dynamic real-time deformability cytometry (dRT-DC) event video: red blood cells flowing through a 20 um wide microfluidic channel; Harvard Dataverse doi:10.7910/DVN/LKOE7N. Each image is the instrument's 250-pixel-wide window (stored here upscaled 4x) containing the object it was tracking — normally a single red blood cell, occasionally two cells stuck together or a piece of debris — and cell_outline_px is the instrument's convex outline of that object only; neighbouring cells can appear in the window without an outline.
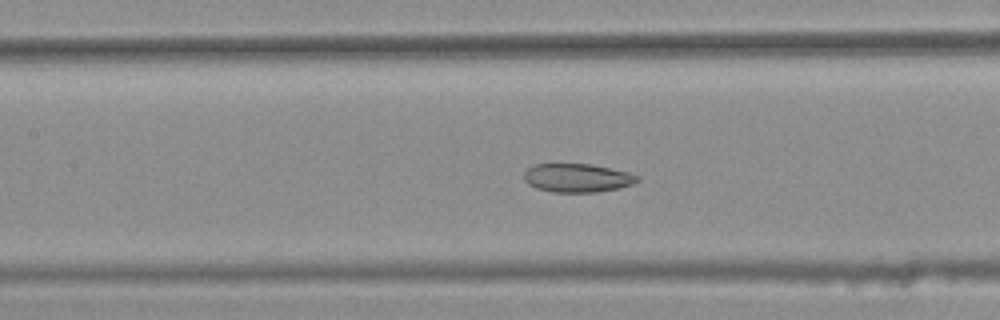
{"species": "common noctule bat (a hibernating species)", "species_latin": "Nyctalus noctula", "temperature_condition": "warm", "stored_images_in_passage": 46, "camera_frame_rate_fps": 3000, "um_per_image_px": 0.085, "animal": {"sex": "female", "body_mass_g": 25.1}, "frame": {"image": 1, "passage_image": 25, "time_ms": 8.0, "image_size_px": [1000, 320], "cell_outline_px": [[640, 180], [632, 184], [620, 188], [596, 192], [552, 192], [536, 188], [528, 184], [524, 180], [524, 172], [532, 164], [592, 164], [628, 172], [640, 176]], "centroid_in_image_um": [49.07, 15.12], "position_along_channel_um": 158.3, "area_um2": 19.02}}
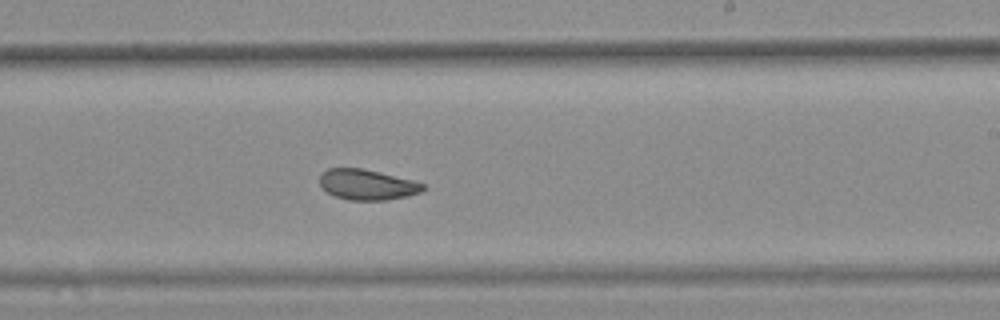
{"frame": {"image": 2, "passage_image": 33, "time_ms": 10.667, "image_size_px": [1000, 320], "cell_outline_px": [[428, 188], [420, 192], [408, 196], [388, 200], [348, 200], [336, 196], [328, 192], [320, 184], [320, 176], [328, 168], [360, 168], [412, 180], [424, 184]], "centroid_in_image_um": [31.24, 15.7], "position_along_channel_um": 257.8, "area_um2": 18.15}}
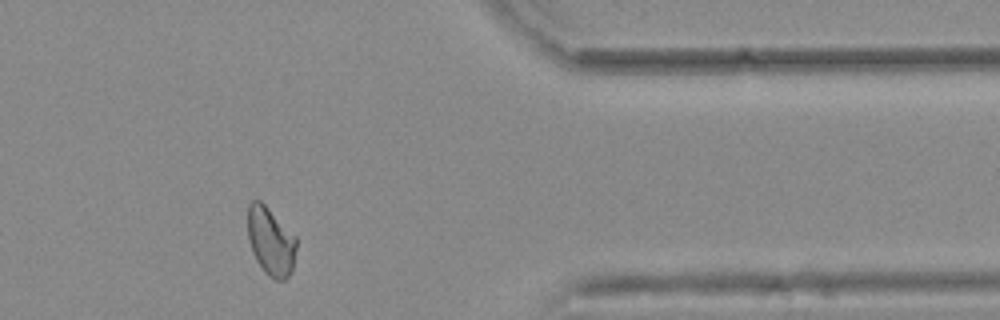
{"frame": {"image": 3, "passage_image": 45, "time_ms": 14.667, "image_size_px": [1000, 320], "cell_outline_px": [[296, 248], [292, 272], [284, 280], [276, 280], [268, 276], [264, 272], [256, 260], [252, 252], [248, 240], [248, 204], [252, 200], [260, 200], [296, 236]], "centroid_in_image_um": [23.01, 20.53], "position_along_channel_um": 388.4, "area_um2": 19.42}, "authors_computed_cell_mechanics": {"area_um2": 20.2878, "velocity_mm_per_s": 3.7428, "shape_relaxation_time_tau1_ms": null, "shape_relaxation_time_tau2_ms": 2.2829, "deformation_change_tau1": null, "deformation_change_tau2": 0.0812}}